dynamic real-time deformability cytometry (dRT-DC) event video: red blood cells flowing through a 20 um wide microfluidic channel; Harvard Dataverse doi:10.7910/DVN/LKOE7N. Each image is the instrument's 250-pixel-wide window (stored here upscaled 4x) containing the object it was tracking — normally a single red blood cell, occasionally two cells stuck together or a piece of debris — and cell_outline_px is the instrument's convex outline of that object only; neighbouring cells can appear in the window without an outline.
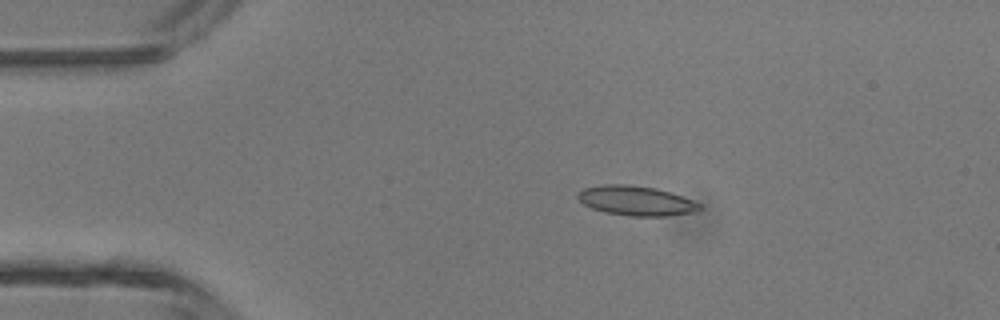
{"species": "common noctule bat (a hibernating species)", "species_latin": "Nyctalus noctula", "temperature_condition": "room temperature", "stored_images_in_passage": 4, "camera_frame_rate_fps": 3000, "um_per_image_px": 0.085, "animal": {"sex": "male", "body_mass_g": 13.3}, "frame": {"image": 1, "passage_image": 3, "time_ms": 0.667, "image_size_px": [1000, 320], "cell_outline_px": [[700, 208], [692, 212], [668, 216], [632, 216], [604, 212], [592, 208], [584, 204], [576, 196], [576, 192], [584, 188], [604, 184], [628, 184], [656, 188], [692, 200], [700, 204]], "centroid_in_image_um": [54.01, 17.05], "position_along_channel_um": 31.0, "area_um2": 20.87}}